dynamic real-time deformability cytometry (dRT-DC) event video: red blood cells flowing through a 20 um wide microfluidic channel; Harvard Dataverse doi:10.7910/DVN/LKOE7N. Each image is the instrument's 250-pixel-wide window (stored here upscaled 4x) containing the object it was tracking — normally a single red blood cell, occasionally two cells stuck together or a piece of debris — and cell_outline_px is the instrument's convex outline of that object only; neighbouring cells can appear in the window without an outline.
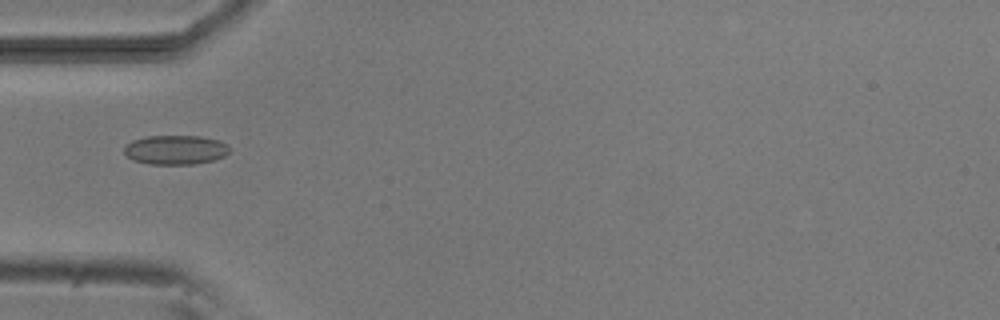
{"species": "common noctule bat (a hibernating species)", "species_latin": "Nyctalus noctula", "temperature_condition": "room temperature", "stored_images_in_passage": 5, "camera_frame_rate_fps": 3000, "um_per_image_px": 0.085, "animal": {"sex": "male", "body_mass_g": 20.5, "forearm_length_mm": 52.5}, "frame": {"image": 1, "passage_image": 2, "time_ms": 1.0, "image_size_px": [1000, 320], "cell_outline_px": [[228, 152], [224, 156], [212, 160], [196, 164], [148, 164], [132, 160], [124, 152], [124, 144], [132, 140], [148, 136], [200, 136], [220, 140], [228, 144]], "centroid_in_image_um": [14.89, 12.73], "position_along_channel_um": 70.1, "area_um2": 18.09}}
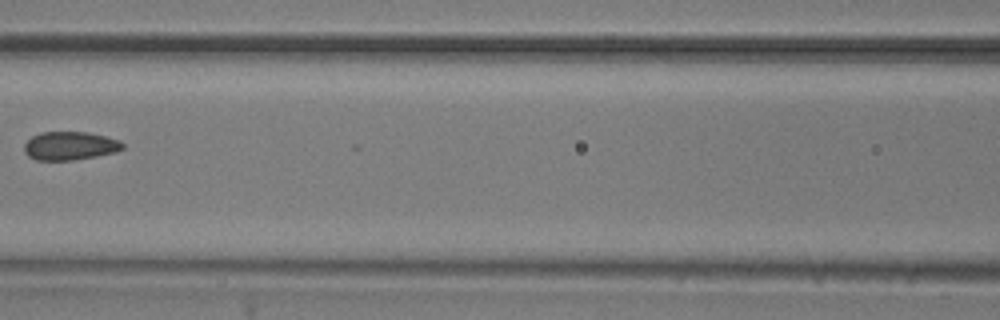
{"frame": {"image": 2, "passage_image": 4, "time_ms": 3.333, "image_size_px": [1000, 320], "cell_outline_px": [[124, 148], [116, 152], [96, 156], [72, 160], [36, 160], [28, 156], [24, 152], [24, 144], [32, 136], [40, 132], [88, 132], [120, 140], [124, 144]], "centroid_in_image_um": [5.94, 12.39], "position_along_channel_um": 160.7, "area_um2": 16.36}}
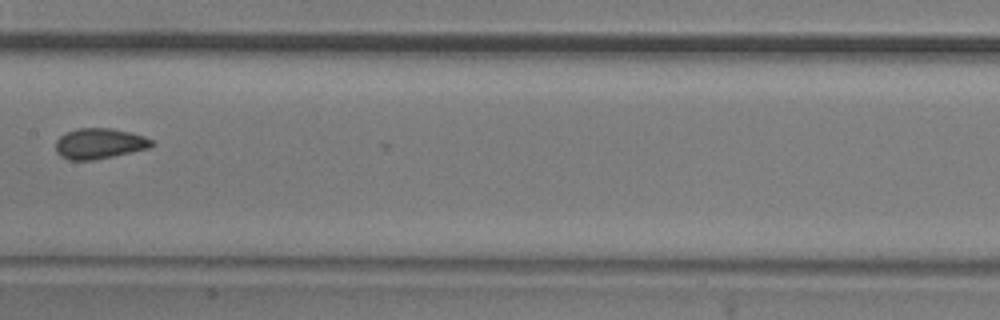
{"frame": {"image": 3, "passage_image": 5, "time_ms": 4.333, "image_size_px": [1000, 320], "cell_outline_px": [[156, 144], [148, 148], [112, 156], [92, 160], [68, 160], [60, 156], [56, 152], [56, 140], [60, 136], [76, 128], [112, 128], [132, 132], [144, 136], [152, 140]], "centroid_in_image_um": [8.44, 12.19], "position_along_channel_um": 199.0, "area_um2": 17.11}}